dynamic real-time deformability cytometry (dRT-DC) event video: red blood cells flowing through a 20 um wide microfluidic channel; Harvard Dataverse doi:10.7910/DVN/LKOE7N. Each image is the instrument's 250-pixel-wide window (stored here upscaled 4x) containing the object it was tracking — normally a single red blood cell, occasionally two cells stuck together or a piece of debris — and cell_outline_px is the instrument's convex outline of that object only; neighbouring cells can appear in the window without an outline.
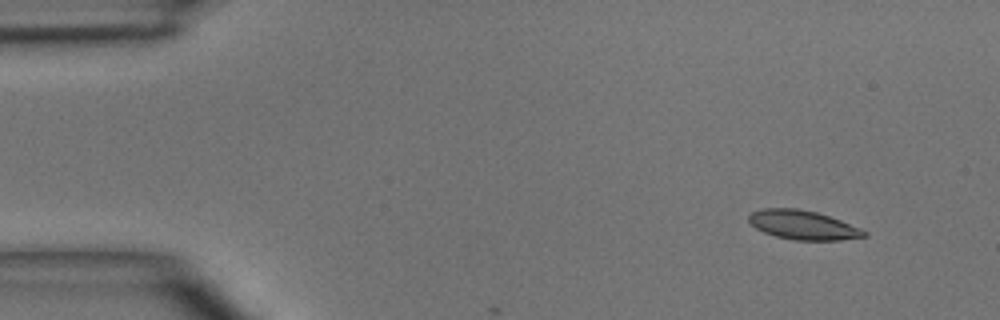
{"species": "common noctule bat (a hibernating species)", "species_latin": "Nyctalus noctula", "temperature_condition": "room temperature", "stored_images_in_passage": 6, "camera_frame_rate_fps": 3000, "um_per_image_px": 0.085, "animal": {"sex": "male", "body_mass_g": 15.6}, "frame": {"image": 1, "passage_image": 1, "time_ms": 0.0, "image_size_px": [1000, 320], "cell_outline_px": [[868, 236], [840, 240], [796, 240], [776, 236], [764, 232], [756, 228], [748, 220], [748, 216], [752, 212], [760, 208], [796, 208], [816, 212], [840, 220], [860, 228], [868, 232]], "centroid_in_image_um": [68.25, 19.12], "position_along_channel_um": 16.7, "area_um2": 19.48}}
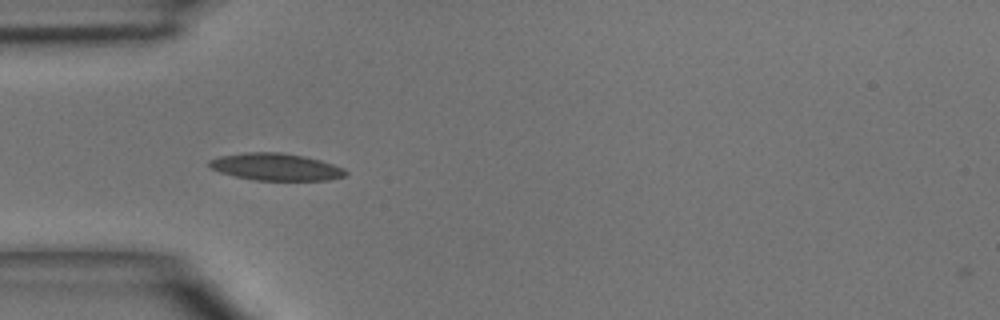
{"frame": {"image": 2, "passage_image": 3, "time_ms": 3.333, "image_size_px": [1000, 320], "cell_outline_px": [[348, 176], [328, 180], [256, 180], [236, 176], [220, 172], [212, 168], [208, 164], [208, 160], [220, 156], [244, 152], [280, 152], [304, 156], [320, 160], [344, 168], [348, 172]], "centroid_in_image_um": [23.48, 14.18], "position_along_channel_um": 61.5, "area_um2": 21.56}}
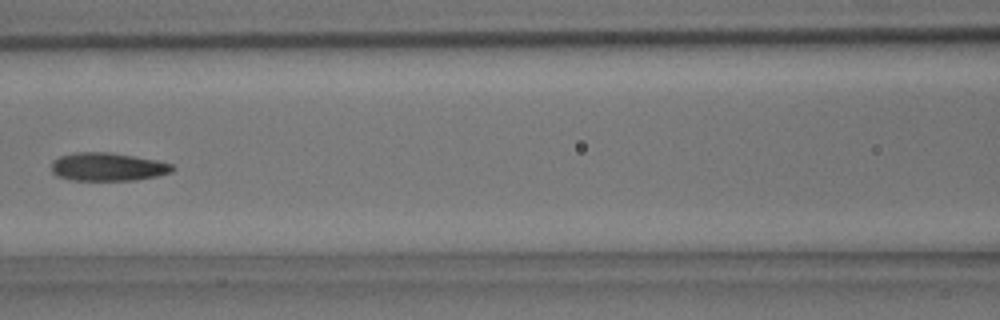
{"frame": {"image": 3, "passage_image": 5, "time_ms": 5.667, "image_size_px": [1000, 320], "cell_outline_px": [[176, 168], [172, 172], [156, 176], [136, 180], [72, 180], [56, 176], [52, 172], [52, 160], [60, 156], [76, 152], [108, 152], [156, 160], [172, 164]], "centroid_in_image_um": [9.14, 14.18], "position_along_channel_um": 157.5, "area_um2": 19.88}}